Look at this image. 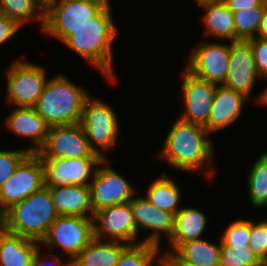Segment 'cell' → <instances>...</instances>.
<instances>
[{"label":"cell","instance_id":"obj_1","mask_svg":"<svg viewBox=\"0 0 267 266\" xmlns=\"http://www.w3.org/2000/svg\"><path fill=\"white\" fill-rule=\"evenodd\" d=\"M204 126L177 119L169 130L158 158L173 168L183 171H196L212 179L213 171L206 169L214 157V146L208 139ZM204 168V169H203ZM201 170V171H200Z\"/></svg>","mask_w":267,"mask_h":266},{"label":"cell","instance_id":"obj_2","mask_svg":"<svg viewBox=\"0 0 267 266\" xmlns=\"http://www.w3.org/2000/svg\"><path fill=\"white\" fill-rule=\"evenodd\" d=\"M111 16V5L108 4L90 23L76 29L63 43L114 83L112 44L118 30Z\"/></svg>","mask_w":267,"mask_h":266},{"label":"cell","instance_id":"obj_3","mask_svg":"<svg viewBox=\"0 0 267 266\" xmlns=\"http://www.w3.org/2000/svg\"><path fill=\"white\" fill-rule=\"evenodd\" d=\"M58 216L50 190L43 186L8 209L0 217V225L10 233L41 243Z\"/></svg>","mask_w":267,"mask_h":266},{"label":"cell","instance_id":"obj_4","mask_svg":"<svg viewBox=\"0 0 267 266\" xmlns=\"http://www.w3.org/2000/svg\"><path fill=\"white\" fill-rule=\"evenodd\" d=\"M89 93L65 75L48 79L36 106L37 113L50 127L80 123Z\"/></svg>","mask_w":267,"mask_h":266},{"label":"cell","instance_id":"obj_5","mask_svg":"<svg viewBox=\"0 0 267 266\" xmlns=\"http://www.w3.org/2000/svg\"><path fill=\"white\" fill-rule=\"evenodd\" d=\"M108 4V0H51L45 5L42 31L64 42Z\"/></svg>","mask_w":267,"mask_h":266},{"label":"cell","instance_id":"obj_6","mask_svg":"<svg viewBox=\"0 0 267 266\" xmlns=\"http://www.w3.org/2000/svg\"><path fill=\"white\" fill-rule=\"evenodd\" d=\"M118 122L110 105L90 96L85 100L80 124L91 149L103 159L107 157L102 151L109 150L116 144L120 127Z\"/></svg>","mask_w":267,"mask_h":266},{"label":"cell","instance_id":"obj_7","mask_svg":"<svg viewBox=\"0 0 267 266\" xmlns=\"http://www.w3.org/2000/svg\"><path fill=\"white\" fill-rule=\"evenodd\" d=\"M7 100L16 107H35L47 83L45 69L16 60L7 69Z\"/></svg>","mask_w":267,"mask_h":266},{"label":"cell","instance_id":"obj_8","mask_svg":"<svg viewBox=\"0 0 267 266\" xmlns=\"http://www.w3.org/2000/svg\"><path fill=\"white\" fill-rule=\"evenodd\" d=\"M43 186L42 159L37 153H30L0 187V217Z\"/></svg>","mask_w":267,"mask_h":266},{"label":"cell","instance_id":"obj_9","mask_svg":"<svg viewBox=\"0 0 267 266\" xmlns=\"http://www.w3.org/2000/svg\"><path fill=\"white\" fill-rule=\"evenodd\" d=\"M93 238L92 218L59 215L40 244L61 248L72 261Z\"/></svg>","mask_w":267,"mask_h":266},{"label":"cell","instance_id":"obj_10","mask_svg":"<svg viewBox=\"0 0 267 266\" xmlns=\"http://www.w3.org/2000/svg\"><path fill=\"white\" fill-rule=\"evenodd\" d=\"M107 162V159H103L99 163L89 185L93 213L107 207L128 203L136 193L135 188L124 176L109 166L101 168L102 164Z\"/></svg>","mask_w":267,"mask_h":266},{"label":"cell","instance_id":"obj_11","mask_svg":"<svg viewBox=\"0 0 267 266\" xmlns=\"http://www.w3.org/2000/svg\"><path fill=\"white\" fill-rule=\"evenodd\" d=\"M37 154L52 159L100 157L91 149L80 123L50 127L46 142Z\"/></svg>","mask_w":267,"mask_h":266},{"label":"cell","instance_id":"obj_12","mask_svg":"<svg viewBox=\"0 0 267 266\" xmlns=\"http://www.w3.org/2000/svg\"><path fill=\"white\" fill-rule=\"evenodd\" d=\"M93 236L119 241L128 245L140 244L131 206L128 203L107 207L93 214ZM137 239V240H136Z\"/></svg>","mask_w":267,"mask_h":266},{"label":"cell","instance_id":"obj_13","mask_svg":"<svg viewBox=\"0 0 267 266\" xmlns=\"http://www.w3.org/2000/svg\"><path fill=\"white\" fill-rule=\"evenodd\" d=\"M185 69L193 76L223 85L229 66V44L199 43L187 60Z\"/></svg>","mask_w":267,"mask_h":266},{"label":"cell","instance_id":"obj_14","mask_svg":"<svg viewBox=\"0 0 267 266\" xmlns=\"http://www.w3.org/2000/svg\"><path fill=\"white\" fill-rule=\"evenodd\" d=\"M44 168L45 186L90 185L88 179L94 176L101 157L69 159L41 158Z\"/></svg>","mask_w":267,"mask_h":266},{"label":"cell","instance_id":"obj_15","mask_svg":"<svg viewBox=\"0 0 267 266\" xmlns=\"http://www.w3.org/2000/svg\"><path fill=\"white\" fill-rule=\"evenodd\" d=\"M258 78L261 79L249 41H232L229 44V66L223 86L248 99Z\"/></svg>","mask_w":267,"mask_h":266},{"label":"cell","instance_id":"obj_16","mask_svg":"<svg viewBox=\"0 0 267 266\" xmlns=\"http://www.w3.org/2000/svg\"><path fill=\"white\" fill-rule=\"evenodd\" d=\"M183 76L182 96L186 109L178 118L204 126L208 121L217 85L193 76L186 69Z\"/></svg>","mask_w":267,"mask_h":266},{"label":"cell","instance_id":"obj_17","mask_svg":"<svg viewBox=\"0 0 267 266\" xmlns=\"http://www.w3.org/2000/svg\"><path fill=\"white\" fill-rule=\"evenodd\" d=\"M129 204L137 232H139V228L152 231L141 243L151 244L160 248L162 233H165L168 241L171 239L174 231V215L172 213L154 206L146 197L134 196L129 201Z\"/></svg>","mask_w":267,"mask_h":266},{"label":"cell","instance_id":"obj_18","mask_svg":"<svg viewBox=\"0 0 267 266\" xmlns=\"http://www.w3.org/2000/svg\"><path fill=\"white\" fill-rule=\"evenodd\" d=\"M6 118L7 129L18 136L30 138L34 145L28 150L37 153L45 144L50 126L34 107H16Z\"/></svg>","mask_w":267,"mask_h":266},{"label":"cell","instance_id":"obj_19","mask_svg":"<svg viewBox=\"0 0 267 266\" xmlns=\"http://www.w3.org/2000/svg\"><path fill=\"white\" fill-rule=\"evenodd\" d=\"M247 98L223 85H217L207 123L204 125L210 134L232 124L241 115Z\"/></svg>","mask_w":267,"mask_h":266},{"label":"cell","instance_id":"obj_20","mask_svg":"<svg viewBox=\"0 0 267 266\" xmlns=\"http://www.w3.org/2000/svg\"><path fill=\"white\" fill-rule=\"evenodd\" d=\"M48 188L59 215L93 218L89 185L48 186ZM87 212H90V216Z\"/></svg>","mask_w":267,"mask_h":266},{"label":"cell","instance_id":"obj_21","mask_svg":"<svg viewBox=\"0 0 267 266\" xmlns=\"http://www.w3.org/2000/svg\"><path fill=\"white\" fill-rule=\"evenodd\" d=\"M220 247L205 239L181 244L174 252L163 254V263H194L200 266H220Z\"/></svg>","mask_w":267,"mask_h":266},{"label":"cell","instance_id":"obj_22","mask_svg":"<svg viewBox=\"0 0 267 266\" xmlns=\"http://www.w3.org/2000/svg\"><path fill=\"white\" fill-rule=\"evenodd\" d=\"M39 242L6 231L0 225V266H32Z\"/></svg>","mask_w":267,"mask_h":266},{"label":"cell","instance_id":"obj_23","mask_svg":"<svg viewBox=\"0 0 267 266\" xmlns=\"http://www.w3.org/2000/svg\"><path fill=\"white\" fill-rule=\"evenodd\" d=\"M207 216L198 209L190 207H181L174 215V231L169 240L171 246L167 253L174 252L181 244L191 241L200 240L206 229Z\"/></svg>","mask_w":267,"mask_h":266},{"label":"cell","instance_id":"obj_24","mask_svg":"<svg viewBox=\"0 0 267 266\" xmlns=\"http://www.w3.org/2000/svg\"><path fill=\"white\" fill-rule=\"evenodd\" d=\"M129 245L119 241L93 238L72 260V266H115Z\"/></svg>","mask_w":267,"mask_h":266},{"label":"cell","instance_id":"obj_25","mask_svg":"<svg viewBox=\"0 0 267 266\" xmlns=\"http://www.w3.org/2000/svg\"><path fill=\"white\" fill-rule=\"evenodd\" d=\"M205 15L202 21L206 26L205 34L218 38H226L230 42L235 41V25L233 13L225 2L202 7Z\"/></svg>","mask_w":267,"mask_h":266},{"label":"cell","instance_id":"obj_26","mask_svg":"<svg viewBox=\"0 0 267 266\" xmlns=\"http://www.w3.org/2000/svg\"><path fill=\"white\" fill-rule=\"evenodd\" d=\"M180 196L177 183L163 172L158 179L150 184L146 198L159 209L175 215L181 209L177 206Z\"/></svg>","mask_w":267,"mask_h":266},{"label":"cell","instance_id":"obj_27","mask_svg":"<svg viewBox=\"0 0 267 266\" xmlns=\"http://www.w3.org/2000/svg\"><path fill=\"white\" fill-rule=\"evenodd\" d=\"M45 6L40 0H0V13L15 20L20 26L30 20H38L44 27ZM40 11V12H39Z\"/></svg>","mask_w":267,"mask_h":266},{"label":"cell","instance_id":"obj_28","mask_svg":"<svg viewBox=\"0 0 267 266\" xmlns=\"http://www.w3.org/2000/svg\"><path fill=\"white\" fill-rule=\"evenodd\" d=\"M247 185L253 206L265 207L267 205V151L253 163Z\"/></svg>","mask_w":267,"mask_h":266},{"label":"cell","instance_id":"obj_29","mask_svg":"<svg viewBox=\"0 0 267 266\" xmlns=\"http://www.w3.org/2000/svg\"><path fill=\"white\" fill-rule=\"evenodd\" d=\"M159 251H161L159 247L151 244L129 245L120 255L115 266H153L152 263L156 259L157 265L163 266V256L159 255Z\"/></svg>","mask_w":267,"mask_h":266},{"label":"cell","instance_id":"obj_30","mask_svg":"<svg viewBox=\"0 0 267 266\" xmlns=\"http://www.w3.org/2000/svg\"><path fill=\"white\" fill-rule=\"evenodd\" d=\"M266 6L267 0L258 7L233 13L235 41H248L256 37L255 35L258 34L262 15Z\"/></svg>","mask_w":267,"mask_h":266},{"label":"cell","instance_id":"obj_31","mask_svg":"<svg viewBox=\"0 0 267 266\" xmlns=\"http://www.w3.org/2000/svg\"><path fill=\"white\" fill-rule=\"evenodd\" d=\"M220 266H266L250 246H226L221 242Z\"/></svg>","mask_w":267,"mask_h":266},{"label":"cell","instance_id":"obj_32","mask_svg":"<svg viewBox=\"0 0 267 266\" xmlns=\"http://www.w3.org/2000/svg\"><path fill=\"white\" fill-rule=\"evenodd\" d=\"M220 240L224 245L230 247L249 246L250 220H243L240 218L231 222L225 229Z\"/></svg>","mask_w":267,"mask_h":266},{"label":"cell","instance_id":"obj_33","mask_svg":"<svg viewBox=\"0 0 267 266\" xmlns=\"http://www.w3.org/2000/svg\"><path fill=\"white\" fill-rule=\"evenodd\" d=\"M249 246L267 266V220L258 223L250 221Z\"/></svg>","mask_w":267,"mask_h":266},{"label":"cell","instance_id":"obj_34","mask_svg":"<svg viewBox=\"0 0 267 266\" xmlns=\"http://www.w3.org/2000/svg\"><path fill=\"white\" fill-rule=\"evenodd\" d=\"M30 153L28 148L11 151L0 150V187Z\"/></svg>","mask_w":267,"mask_h":266},{"label":"cell","instance_id":"obj_35","mask_svg":"<svg viewBox=\"0 0 267 266\" xmlns=\"http://www.w3.org/2000/svg\"><path fill=\"white\" fill-rule=\"evenodd\" d=\"M258 75L267 79V40L260 37L249 39Z\"/></svg>","mask_w":267,"mask_h":266},{"label":"cell","instance_id":"obj_36","mask_svg":"<svg viewBox=\"0 0 267 266\" xmlns=\"http://www.w3.org/2000/svg\"><path fill=\"white\" fill-rule=\"evenodd\" d=\"M21 27L15 20L0 13V46L15 36Z\"/></svg>","mask_w":267,"mask_h":266},{"label":"cell","instance_id":"obj_37","mask_svg":"<svg viewBox=\"0 0 267 266\" xmlns=\"http://www.w3.org/2000/svg\"><path fill=\"white\" fill-rule=\"evenodd\" d=\"M264 1L265 0H225L224 2L228 6L229 10L234 13L258 7Z\"/></svg>","mask_w":267,"mask_h":266},{"label":"cell","instance_id":"obj_38","mask_svg":"<svg viewBox=\"0 0 267 266\" xmlns=\"http://www.w3.org/2000/svg\"><path fill=\"white\" fill-rule=\"evenodd\" d=\"M40 247H42V246L39 245L37 247L36 251H35L34 258H33V261H32V266H46L45 265V262H46L45 259H46L47 255L44 256V257L42 255H40V250H41ZM41 256H42V258H41ZM50 257H51V259H50L51 263H52V260H53V263H54V264H52V266H72V261L71 260H69V262H67L66 264H62L60 262L61 259H59L60 257H56L55 255L53 256V254Z\"/></svg>","mask_w":267,"mask_h":266},{"label":"cell","instance_id":"obj_39","mask_svg":"<svg viewBox=\"0 0 267 266\" xmlns=\"http://www.w3.org/2000/svg\"><path fill=\"white\" fill-rule=\"evenodd\" d=\"M257 37L267 40V6L264 9Z\"/></svg>","mask_w":267,"mask_h":266},{"label":"cell","instance_id":"obj_40","mask_svg":"<svg viewBox=\"0 0 267 266\" xmlns=\"http://www.w3.org/2000/svg\"><path fill=\"white\" fill-rule=\"evenodd\" d=\"M199 6L205 7L208 5L218 4L224 2L225 0H195Z\"/></svg>","mask_w":267,"mask_h":266},{"label":"cell","instance_id":"obj_41","mask_svg":"<svg viewBox=\"0 0 267 266\" xmlns=\"http://www.w3.org/2000/svg\"><path fill=\"white\" fill-rule=\"evenodd\" d=\"M257 100H259L260 103L265 104V106H267V86L262 91Z\"/></svg>","mask_w":267,"mask_h":266},{"label":"cell","instance_id":"obj_42","mask_svg":"<svg viewBox=\"0 0 267 266\" xmlns=\"http://www.w3.org/2000/svg\"><path fill=\"white\" fill-rule=\"evenodd\" d=\"M163 266H200L194 263H163Z\"/></svg>","mask_w":267,"mask_h":266},{"label":"cell","instance_id":"obj_43","mask_svg":"<svg viewBox=\"0 0 267 266\" xmlns=\"http://www.w3.org/2000/svg\"><path fill=\"white\" fill-rule=\"evenodd\" d=\"M42 3H43V5L45 6L48 2H50L51 0H40Z\"/></svg>","mask_w":267,"mask_h":266}]
</instances>
